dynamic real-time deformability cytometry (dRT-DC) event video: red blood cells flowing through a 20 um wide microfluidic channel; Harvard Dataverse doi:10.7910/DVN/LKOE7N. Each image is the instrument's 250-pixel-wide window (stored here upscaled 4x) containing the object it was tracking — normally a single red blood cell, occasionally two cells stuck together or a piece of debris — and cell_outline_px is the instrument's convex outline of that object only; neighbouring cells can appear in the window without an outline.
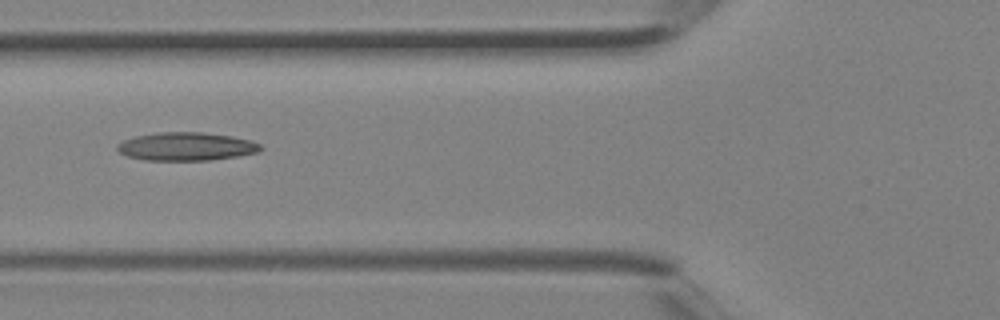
{"species": "Egyptian fruit bat (a non-hibernating species)", "species_latin": "Rousettus aegyptiacus", "temperature_condition": "room temperature", "stored_images_in_passage": 5, "camera_frame_rate_fps": 3000, "um_per_image_px": 0.085, "animal": {"sex": "female"}, "frame": {"image": 1, "passage_image": 5, "time_ms": 1.333, "image_size_px": [1000, 320], "cell_outline_px": [[264, 148], [260, 152], [212, 160], [144, 160], [128, 156], [120, 152], [116, 148], [116, 144], [124, 140], [136, 136], [156, 132], [204, 132], [232, 136], [252, 140], [260, 144]], "centroid_in_image_um": [15.87, 12.44], "position_along_channel_um": 109.9, "area_um2": 23.76}}